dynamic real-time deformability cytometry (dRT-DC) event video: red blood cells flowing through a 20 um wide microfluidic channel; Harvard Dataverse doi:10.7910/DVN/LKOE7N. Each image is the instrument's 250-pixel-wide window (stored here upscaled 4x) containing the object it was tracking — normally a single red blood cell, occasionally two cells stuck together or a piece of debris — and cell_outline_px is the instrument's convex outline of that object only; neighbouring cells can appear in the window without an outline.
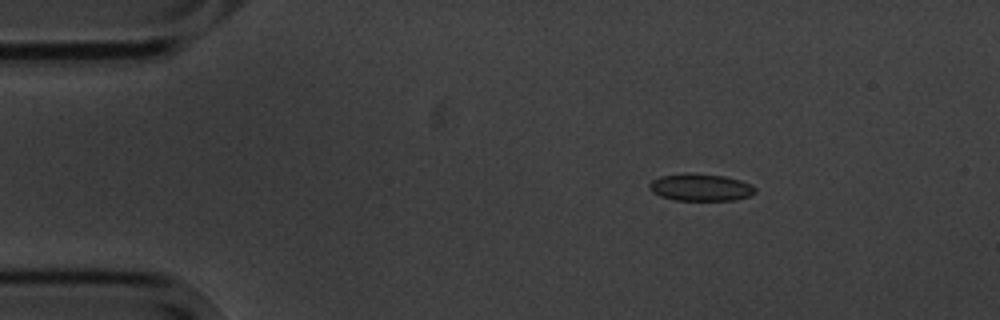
{"species": "common noctule bat (a hibernating species)", "species_latin": "Nyctalus noctula", "temperature_condition": "cold", "stored_images_in_passage": 3, "camera_frame_rate_fps": 3000, "um_per_image_px": 0.085, "animal": {"sex": "male", "body_mass_g": 20.1, "forearm_length_mm": 53.5}, "frame": {"image": 1, "passage_image": 1, "time_ms": 0.0, "image_size_px": [1000, 320], "cell_outline_px": [[756, 192], [748, 196], [736, 200], [676, 200], [660, 196], [652, 192], [648, 188], [648, 184], [652, 180], [660, 176], [724, 176], [740, 180], [756, 188]], "centroid_in_image_um": [59.55, 15.98], "position_along_channel_um": 25.4, "area_um2": 15.9}}